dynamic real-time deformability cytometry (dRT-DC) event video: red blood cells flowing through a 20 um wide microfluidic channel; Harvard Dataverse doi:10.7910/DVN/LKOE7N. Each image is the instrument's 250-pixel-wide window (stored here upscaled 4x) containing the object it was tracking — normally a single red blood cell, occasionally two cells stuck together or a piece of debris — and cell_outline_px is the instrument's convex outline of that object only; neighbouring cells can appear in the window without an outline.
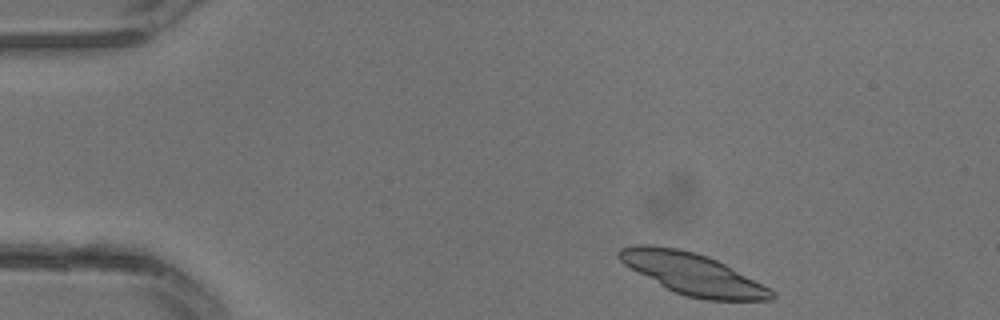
{"species": "common noctule bat (a hibernating species)", "species_latin": "Nyctalus noctula", "temperature_condition": "warm", "stored_images_in_passage": 6, "camera_frame_rate_fps": 3000, "um_per_image_px": 0.085, "animal": {"sex": "male", "body_mass_g": 13.3}, "frame": {"image": 1, "passage_image": 1, "time_ms": 0.0, "image_size_px": [1000, 320], "cell_outline_px": [[776, 296], [772, 300], [708, 300], [684, 296], [672, 292], [664, 288], [624, 264], [616, 256], [616, 252], [620, 248], [636, 244], [652, 244], [680, 248], [696, 252], [708, 256], [732, 268], [776, 292]], "centroid_in_image_um": [58.82, 23.27], "position_along_channel_um": 26.2, "area_um2": 37.05}}